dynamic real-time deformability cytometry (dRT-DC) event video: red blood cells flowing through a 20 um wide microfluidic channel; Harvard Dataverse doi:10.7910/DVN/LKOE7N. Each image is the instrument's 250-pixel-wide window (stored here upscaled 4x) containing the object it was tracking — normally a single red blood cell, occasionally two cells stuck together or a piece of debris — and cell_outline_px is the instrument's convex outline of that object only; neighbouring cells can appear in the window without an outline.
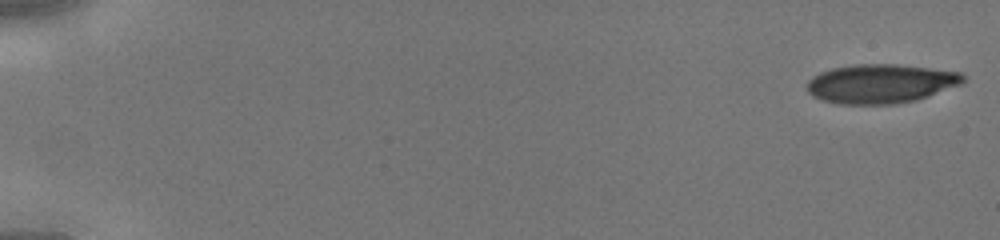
{"species": "human", "species_latin": "Homo sapiens", "temperature_condition": "cold", "stored_images_in_passage": 44, "camera_frame_rate_fps": 3000, "um_per_image_px": 0.085, "donor": {"sex": "male"}, "frame": {"image": 1, "passage_image": 1, "time_ms": 0.0, "image_size_px": [1000, 240], "cell_outline_px": [[964, 84], [916, 100], [896, 104], [840, 104], [824, 100], [812, 96], [808, 92], [804, 84], [812, 76], [820, 72], [832, 68], [852, 64], [896, 64], [960, 72], [964, 76]], "centroid_in_image_um": [74.84, 7.11], "position_along_channel_um": 10.2, "area_um2": 35.84}}
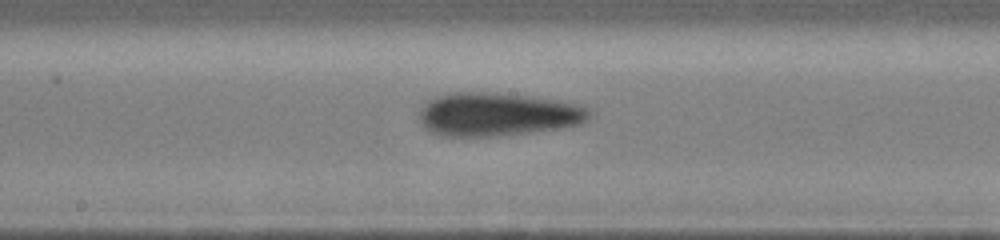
{"frame": {"image": 2, "passage_image": 25, "time_ms": 8.0, "image_size_px": [1000, 240], "cell_outline_px": [[592, 112], [580, 124], [560, 128], [532, 132], [496, 136], [440, 136], [428, 132], [420, 124], [420, 108], [428, 100], [436, 96], [448, 92], [496, 92], [528, 96], [556, 100], [576, 104], [588, 108]], "centroid_in_image_um": [42.21, 9.72], "position_along_channel_um": 206.0, "area_um2": 43.23}}
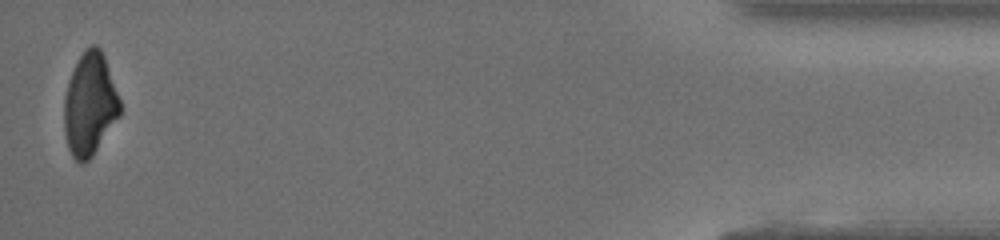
{"frame": {"image": 3, "passage_image": 44, "time_ms": 14.333, "image_size_px": [1000, 240], "cell_outline_px": [[120, 116], [92, 156], [84, 164], [80, 164], [72, 156], [68, 148], [64, 132], [64, 96], [68, 80], [84, 48], [92, 44], [96, 44], [100, 48], [104, 56], [120, 100]], "centroid_in_image_um": [7.62, 8.88], "position_along_channel_um": 427.6, "area_um2": 33.47}}